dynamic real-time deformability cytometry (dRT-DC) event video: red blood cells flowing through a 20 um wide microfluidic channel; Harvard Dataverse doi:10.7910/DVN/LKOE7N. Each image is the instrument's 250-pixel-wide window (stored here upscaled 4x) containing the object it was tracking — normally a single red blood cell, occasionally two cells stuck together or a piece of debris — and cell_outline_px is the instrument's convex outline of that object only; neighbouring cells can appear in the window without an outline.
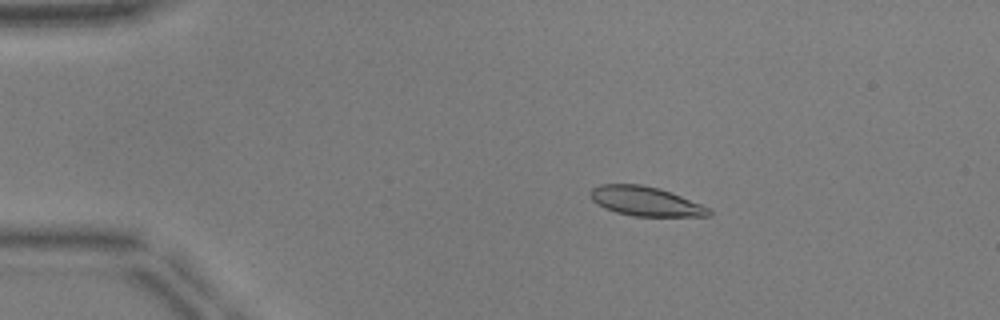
{"species": "common noctule bat (a hibernating species)", "species_latin": "Nyctalus noctula", "temperature_condition": "warm", "stored_images_in_passage": 52, "camera_frame_rate_fps": 3000, "um_per_image_px": 0.085, "animal": {"sex": "male", "body_mass_g": 17.9, "forearm_length_mm": 54.2}, "frame": {"image": 1, "passage_image": 10, "time_ms": 3.0, "image_size_px": [1000, 320], "cell_outline_px": [[712, 212], [708, 216], [632, 216], [616, 212], [604, 208], [596, 204], [592, 200], [588, 192], [592, 188], [600, 184], [640, 184], [660, 188], [700, 204], [708, 208]], "centroid_in_image_um": [54.8, 17.1], "position_along_channel_um": 30.2, "area_um2": 20.23}}
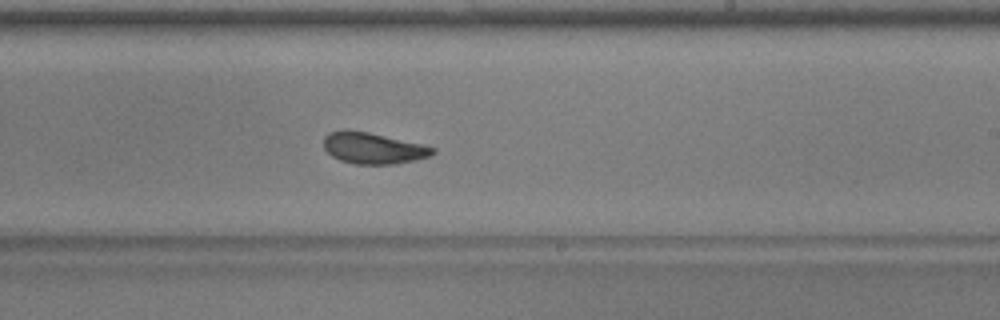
{"frame": {"image": 2, "passage_image": 32, "time_ms": 10.333, "image_size_px": [1000, 320], "cell_outline_px": [[436, 152], [428, 156], [396, 164], [356, 164], [340, 160], [332, 156], [324, 148], [324, 136], [328, 132], [344, 128], [368, 132], [424, 144], [436, 148]], "centroid_in_image_um": [31.69, 12.57], "position_along_channel_um": 257.3, "area_um2": 20.0}}
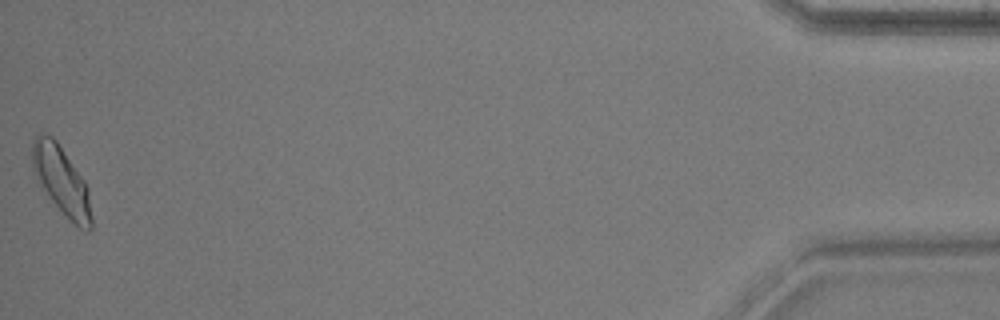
{"frame": {"image": 3, "passage_image": 52, "time_ms": 17.0, "image_size_px": [1000, 320], "cell_outline_px": [[92, 228], [88, 232], [84, 232], [52, 200], [36, 180], [32, 168], [32, 144], [36, 136], [40, 132], [52, 136], [56, 140], [84, 180], [88, 188], [92, 216]], "centroid_in_image_um": [5.23, 15.34], "position_along_channel_um": 430.0, "area_um2": 23.24}, "authors_computed_cell_mechanics": {"area_um2": 20.2878, "velocity_mm_per_s": 3.9207, "shape_relaxation_time_tau1_ms": 3.6766, "shape_relaxation_time_tau2_ms": 1.1624, "deformation_change_tau1": 0.1514, "deformation_change_tau2": 0.0744}}